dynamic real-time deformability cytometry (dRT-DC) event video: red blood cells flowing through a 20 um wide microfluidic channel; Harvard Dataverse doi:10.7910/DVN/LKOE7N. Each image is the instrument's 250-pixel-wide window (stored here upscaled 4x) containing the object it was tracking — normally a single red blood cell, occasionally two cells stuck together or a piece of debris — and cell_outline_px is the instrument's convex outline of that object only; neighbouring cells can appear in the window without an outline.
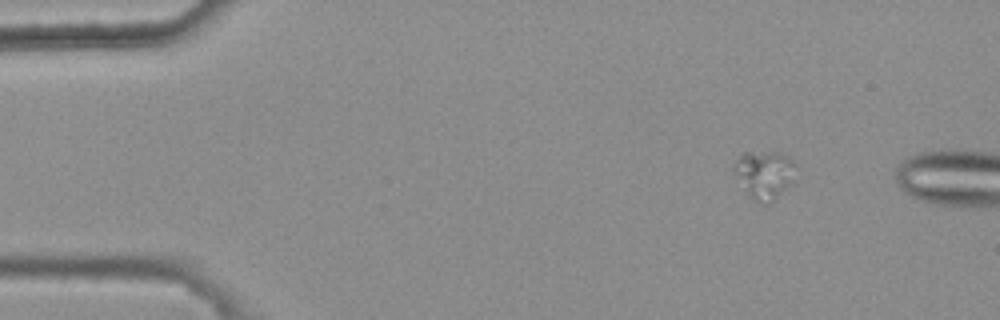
{"species": "common noctule bat (a hibernating species)", "species_latin": "Nyctalus noctula", "temperature_condition": "warm", "stored_images_in_passage": 4, "camera_frame_rate_fps": 3000, "um_per_image_px": 0.085, "animal": {"sex": "female", "body_mass_g": 25.1}, "frame": {"image": 1, "passage_image": 1, "time_ms": 0.0, "image_size_px": [1000, 320], "cell_outline_px": [[796, 164], [788, 184], [772, 200], [764, 204], [756, 204], [752, 200], [732, 168], [732, 164], [744, 152], [780, 152], [788, 156]], "centroid_in_image_um": [64.92, 14.8], "position_along_channel_um": 20.1, "area_um2": 16.76}}